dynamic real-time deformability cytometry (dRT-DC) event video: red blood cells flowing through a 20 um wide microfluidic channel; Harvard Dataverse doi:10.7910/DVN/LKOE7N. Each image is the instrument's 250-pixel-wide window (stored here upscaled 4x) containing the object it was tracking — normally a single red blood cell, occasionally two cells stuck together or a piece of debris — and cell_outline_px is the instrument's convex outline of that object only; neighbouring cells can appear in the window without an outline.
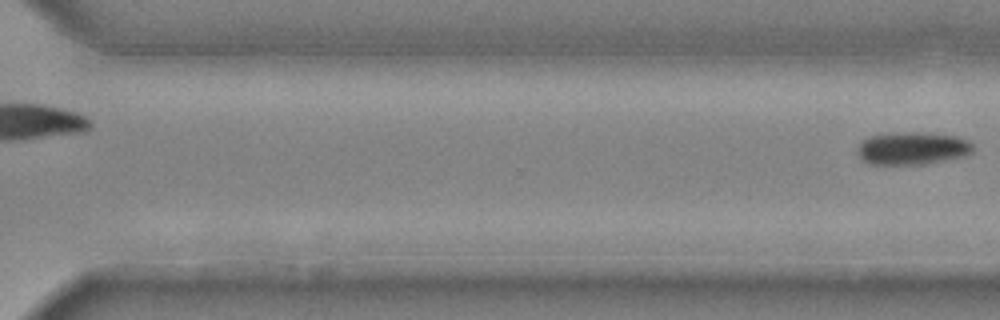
{"species": "common noctule bat (a hibernating species)", "species_latin": "Nyctalus noctula", "temperature_condition": "cold", "stored_images_in_passage": 17, "segment_of_instrument_passage": [2, 2], "camera_frame_rate_fps": 3000, "um_per_image_px": 0.085, "animal": {"sex": "male", "body_mass_g": 20.4}, "frame": {"image": 1, "passage_image": 17, "time_ms": 5.333, "image_size_px": [1000, 320], "cell_outline_px": [[972, 152], [964, 156], [924, 164], [868, 164], [856, 152], [860, 144], [868, 136], [904, 132], [956, 136], [968, 140], [972, 144]], "centroid_in_image_um": [77.54, 12.62], "position_along_channel_um": 293.1, "area_um2": 21.56}}